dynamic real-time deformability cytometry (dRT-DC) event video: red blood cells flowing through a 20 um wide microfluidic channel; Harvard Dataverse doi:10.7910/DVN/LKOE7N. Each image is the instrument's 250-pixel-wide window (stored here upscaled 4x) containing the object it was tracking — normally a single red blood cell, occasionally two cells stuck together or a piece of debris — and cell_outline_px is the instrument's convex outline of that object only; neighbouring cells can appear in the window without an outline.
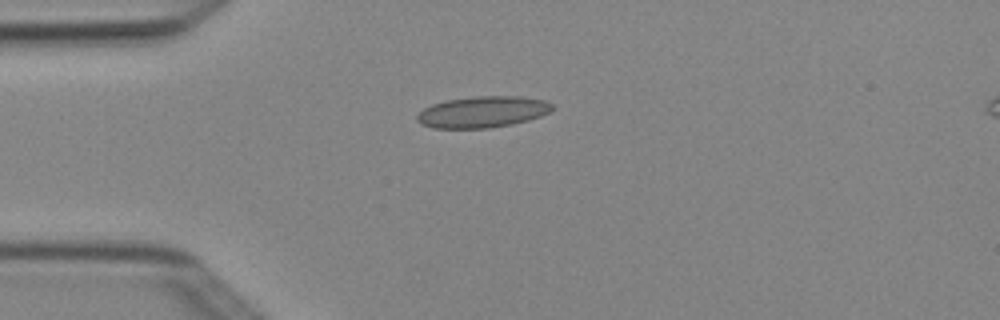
{"species": "Egyptian fruit bat (a non-hibernating species)", "species_latin": "Rousettus aegyptiacus", "temperature_condition": "cold", "stored_images_in_passage": 1, "camera_frame_rate_fps": 3000, "um_per_image_px": 0.085, "animal": {"sex": "female"}, "frame": {"image": 1, "passage_image": 1, "time_ms": 0.0, "image_size_px": [1000, 320], "cell_outline_px": [[552, 108], [548, 112], [540, 116], [528, 120], [512, 124], [488, 128], [432, 128], [420, 124], [416, 120], [416, 116], [424, 108], [432, 104], [444, 100], [472, 96], [520, 96], [544, 100], [552, 104]], "centroid_in_image_um": [40.97, 9.51], "position_along_channel_um": 44.0, "area_um2": 24.74}}